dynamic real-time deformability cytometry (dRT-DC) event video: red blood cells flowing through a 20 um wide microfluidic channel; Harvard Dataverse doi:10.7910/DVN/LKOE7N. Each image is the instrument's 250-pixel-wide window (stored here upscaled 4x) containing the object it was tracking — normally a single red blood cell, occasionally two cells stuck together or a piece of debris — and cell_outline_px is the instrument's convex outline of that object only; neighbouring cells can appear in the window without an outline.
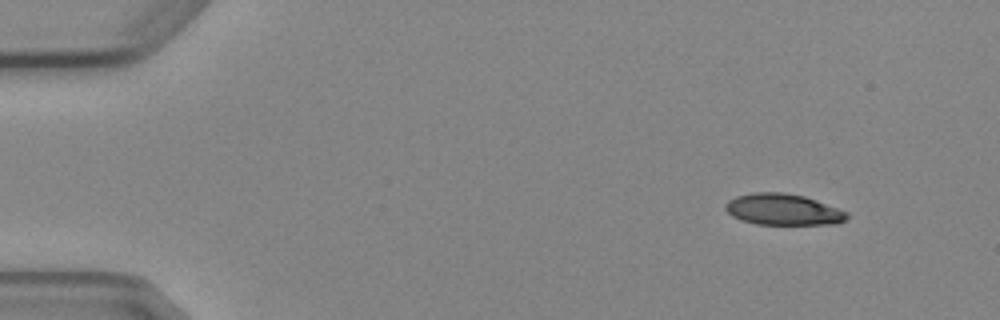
{"species": "Egyptian fruit bat (a non-hibernating species)", "species_latin": "Rousettus aegyptiacus", "temperature_condition": "cold", "stored_images_in_passage": 6, "segment_of_instrument_passage": [2, 2], "camera_frame_rate_fps": 3000, "um_per_image_px": 0.085, "animal": {"sex": "female"}, "frame": {"image": 1, "passage_image": 6, "time_ms": 6.667, "image_size_px": [1000, 320], "cell_outline_px": [[848, 216], [844, 220], [836, 224], [756, 224], [740, 220], [732, 216], [724, 208], [724, 204], [728, 200], [736, 196], [752, 192], [784, 192], [804, 196], [816, 200], [848, 212]], "centroid_in_image_um": [66.52, 17.8], "position_along_channel_um": 18.5, "area_um2": 22.2}}